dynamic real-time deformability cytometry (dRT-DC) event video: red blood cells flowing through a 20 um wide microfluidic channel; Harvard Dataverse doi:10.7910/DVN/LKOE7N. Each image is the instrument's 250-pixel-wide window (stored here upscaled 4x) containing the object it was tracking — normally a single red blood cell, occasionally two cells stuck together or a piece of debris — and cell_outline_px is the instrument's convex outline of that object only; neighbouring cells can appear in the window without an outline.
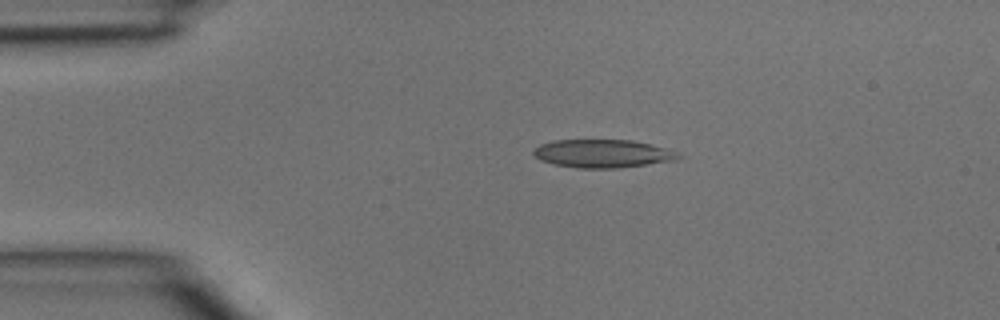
{"species": "common noctule bat (a hibernating species)", "species_latin": "Nyctalus noctula", "temperature_condition": "room temperature", "stored_images_in_passage": 3, "camera_frame_rate_fps": 3000, "um_per_image_px": 0.085, "animal": {"sex": "male", "body_mass_g": 15.6}, "frame": {"image": 1, "passage_image": 2, "time_ms": 0.333, "image_size_px": [1000, 320], "cell_outline_px": [[680, 156], [672, 160], [616, 168], [580, 168], [556, 164], [540, 160], [532, 152], [540, 144], [556, 140], [632, 140], [648, 144], [660, 148]], "centroid_in_image_um": [51.09, 13.05], "position_along_channel_um": 33.9, "area_um2": 22.83}}